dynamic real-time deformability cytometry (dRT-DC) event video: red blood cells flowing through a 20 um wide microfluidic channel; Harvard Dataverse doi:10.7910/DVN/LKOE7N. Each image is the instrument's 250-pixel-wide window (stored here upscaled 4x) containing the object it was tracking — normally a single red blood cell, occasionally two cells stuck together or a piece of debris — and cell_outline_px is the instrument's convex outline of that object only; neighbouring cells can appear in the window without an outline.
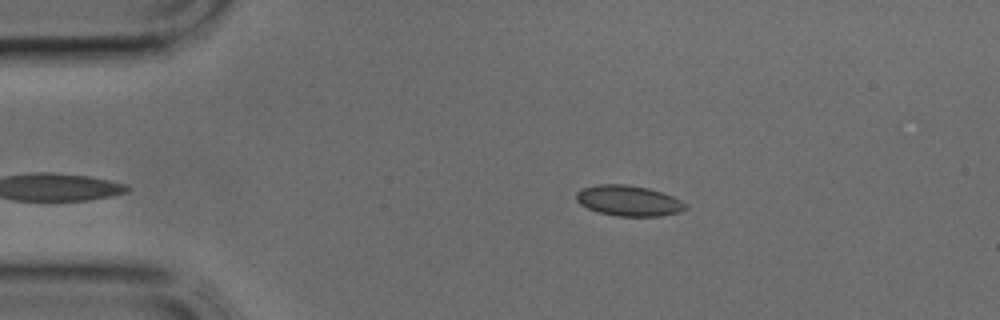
{"species": "common noctule bat (a hibernating species)", "species_latin": "Nyctalus noctula", "temperature_condition": "cold", "stored_images_in_passage": 8, "camera_frame_rate_fps": 3000, "um_per_image_px": 0.085, "animal": {"sex": "male", "body_mass_g": 17.9, "forearm_length_mm": 54.2}, "frame": {"image": 1, "passage_image": 2, "time_ms": 0.333, "image_size_px": [1000, 320], "cell_outline_px": [[688, 208], [680, 212], [660, 216], [616, 216], [596, 212], [580, 204], [576, 200], [576, 192], [584, 188], [596, 184], [624, 184], [648, 188], [672, 196], [688, 204]], "centroid_in_image_um": [53.43, 17.07], "position_along_channel_um": 31.6, "area_um2": 19.54}}